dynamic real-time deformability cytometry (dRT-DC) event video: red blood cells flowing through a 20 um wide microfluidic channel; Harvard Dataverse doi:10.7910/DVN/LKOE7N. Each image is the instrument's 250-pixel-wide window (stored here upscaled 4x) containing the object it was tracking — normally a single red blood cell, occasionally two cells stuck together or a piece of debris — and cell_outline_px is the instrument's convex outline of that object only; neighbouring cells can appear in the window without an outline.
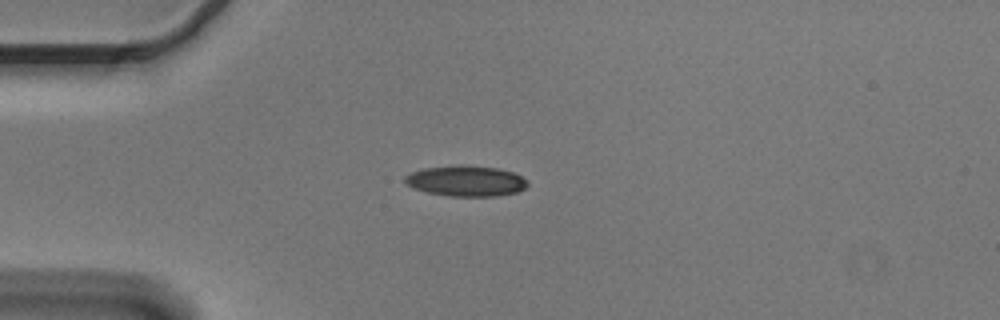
{"species": "Egyptian fruit bat (a non-hibernating species)", "species_latin": "Rousettus aegyptiacus", "temperature_condition": "cold", "stored_images_in_passage": 42, "camera_frame_rate_fps": 3000, "um_per_image_px": 0.085, "animal": {"sex": "male"}, "frame": {"image": 1, "passage_image": 1, "time_ms": 0.0, "image_size_px": [1000, 320], "cell_outline_px": [[528, 184], [524, 188], [516, 192], [496, 196], [448, 196], [428, 192], [412, 188], [404, 184], [404, 176], [412, 172], [424, 168], [460, 164], [464, 164], [496, 168], [512, 172], [528, 180]], "centroid_in_image_um": [39.57, 15.37], "position_along_channel_um": 45.4, "area_um2": 22.02}}
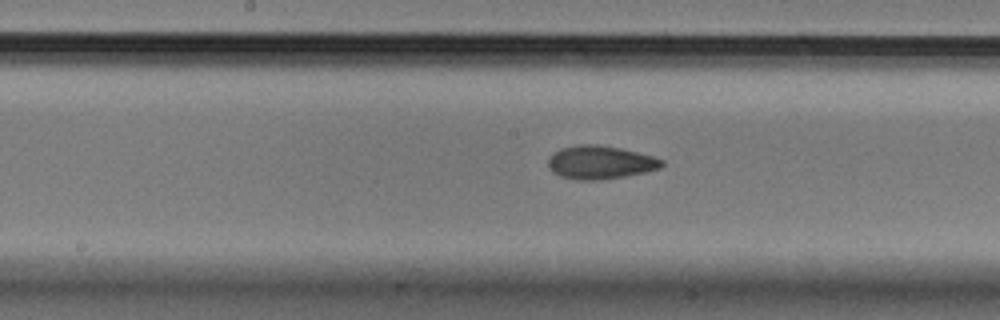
{"frame": {"image": 2, "passage_image": 15, "time_ms": 4.667, "image_size_px": [1000, 320], "cell_outline_px": [[664, 164], [660, 168], [644, 172], [604, 180], [576, 180], [560, 176], [552, 172], [548, 168], [548, 156], [552, 152], [560, 148], [580, 144], [600, 144], [620, 148], [652, 156], [664, 160]], "centroid_in_image_um": [50.97, 13.8], "position_along_channel_um": 197.2, "area_um2": 22.31}}
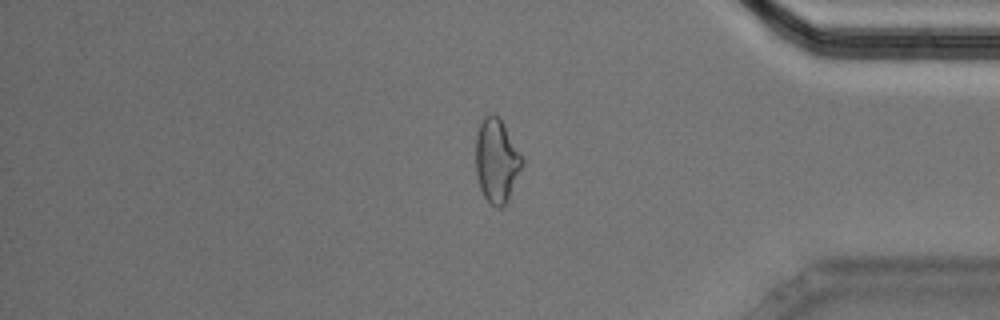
{"frame": {"image": 3, "passage_image": 33, "time_ms": 10.667, "image_size_px": [1000, 320], "cell_outline_px": [[524, 164], [508, 200], [504, 208], [496, 208], [484, 196], [480, 188], [476, 172], [476, 136], [480, 124], [484, 116], [488, 112], [492, 112], [500, 116], [524, 160]], "centroid_in_image_um": [42.23, 13.63], "position_along_channel_um": 393.0, "area_um2": 22.95}, "authors_computed_cell_mechanics": {"area_um2": 21.9929, "velocity_mm_per_s": 3.6435, "shape_relaxation_time_tau1_ms": 7.0528, "shape_relaxation_time_tau2_ms": 2.8165, "deformation_change_tau1": 0.1738, "deformation_change_tau2": 0.0876}}